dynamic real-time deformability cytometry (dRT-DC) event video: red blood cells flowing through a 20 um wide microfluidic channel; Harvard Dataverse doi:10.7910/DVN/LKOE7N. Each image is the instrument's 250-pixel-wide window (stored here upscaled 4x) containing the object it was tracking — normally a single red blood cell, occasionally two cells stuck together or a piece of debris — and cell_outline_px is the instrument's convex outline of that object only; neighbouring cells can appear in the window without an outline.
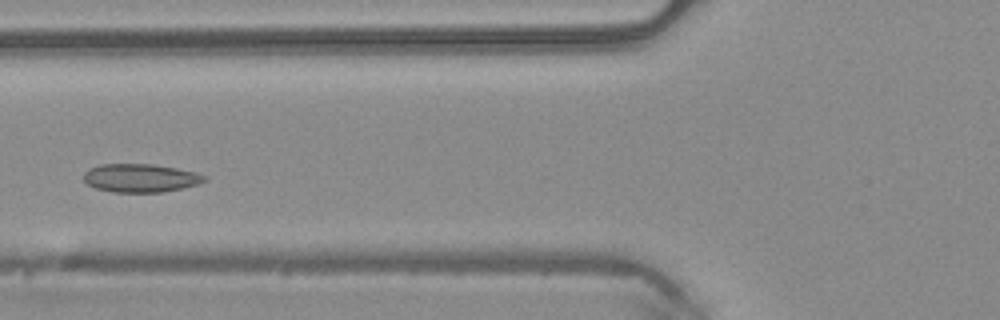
{"species": "common noctule bat (a hibernating species)", "species_latin": "Nyctalus noctula", "temperature_condition": "warm", "stored_images_in_passage": 45, "camera_frame_rate_fps": 3000, "um_per_image_px": 0.085, "animal": {"sex": "male", "body_mass_g": 20.4}, "frame": {"image": 1, "passage_image": 15, "time_ms": 4.667, "image_size_px": [1000, 320], "cell_outline_px": [[208, 180], [196, 184], [180, 188], [160, 192], [112, 192], [96, 188], [88, 184], [84, 180], [84, 172], [88, 168], [100, 164], [152, 164], [176, 168], [196, 172], [208, 176]], "centroid_in_image_um": [11.93, 15.12], "position_along_channel_um": 113.9, "area_um2": 19.94}}
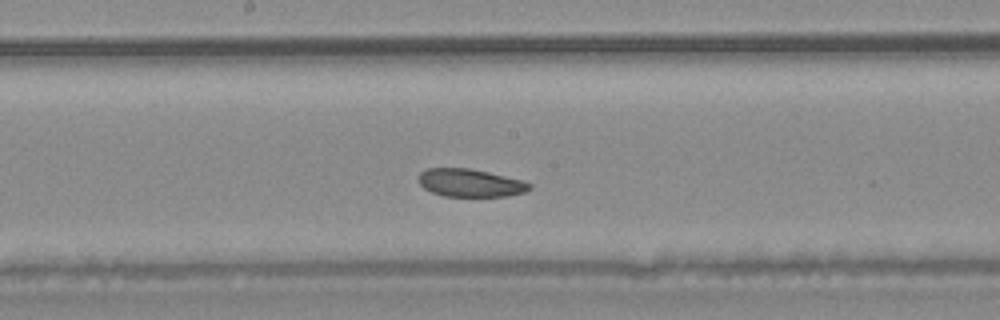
{"frame": {"image": 2, "passage_image": 22, "time_ms": 7.0, "image_size_px": [1000, 320], "cell_outline_px": [[532, 188], [524, 192], [508, 196], [444, 196], [432, 192], [424, 188], [416, 180], [420, 172], [428, 168], [468, 168], [488, 172], [524, 180], [532, 184]], "centroid_in_image_um": [39.97, 15.54], "position_along_channel_um": 208.2, "area_um2": 18.15}}
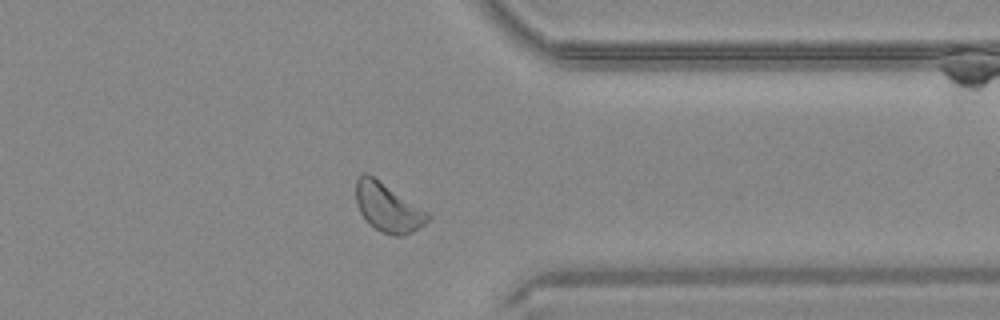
{"frame": {"image": 3, "passage_image": 35, "time_ms": 11.333, "image_size_px": [1000, 320], "cell_outline_px": [[432, 216], [424, 224], [412, 232], [404, 236], [396, 236], [384, 232], [376, 228], [360, 212], [356, 204], [356, 180], [360, 172], [368, 172], [428, 212]], "centroid_in_image_um": [32.96, 17.6], "position_along_channel_um": 378.4, "area_um2": 20.23}, "authors_computed_cell_mechanics": {"area_um2": 20.23, "velocity_mm_per_s": 4.0461, "shape_relaxation_time_tau1_ms": 7.2446, "shape_relaxation_time_tau2_ms": 2.4844, "deformation_change_tau1": 0.0901, "deformation_change_tau2": 0.0565}}